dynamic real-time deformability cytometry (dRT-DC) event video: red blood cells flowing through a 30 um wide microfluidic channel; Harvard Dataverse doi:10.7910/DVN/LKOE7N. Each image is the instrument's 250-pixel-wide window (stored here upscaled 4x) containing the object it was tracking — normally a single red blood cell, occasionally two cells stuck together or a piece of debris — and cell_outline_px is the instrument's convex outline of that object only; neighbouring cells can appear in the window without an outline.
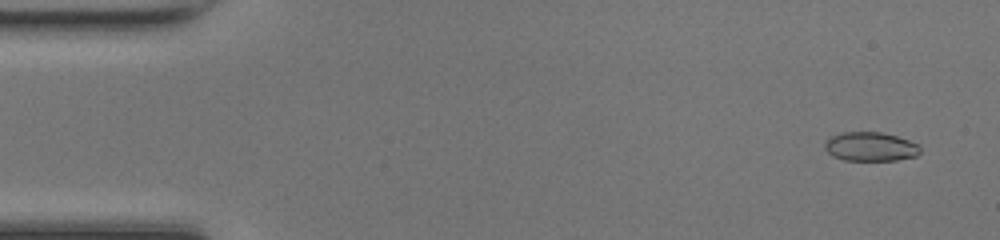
{"species": "common noctule bat (a hibernating species)", "species_latin": "Nyctalus noctula", "temperature_condition": "room temperature", "stored_images_in_passage": 14, "camera_frame_rate_fps": 3000, "um_per_image_px": 0.085, "animal": {"sex": "female", "body_mass_g": 17.0, "forearm_length_mm": 48.0}, "frame": {"image": 1, "passage_image": 3, "time_ms": 0.667, "image_size_px": [1000, 240], "cell_outline_px": [[920, 152], [916, 156], [896, 160], [844, 160], [832, 156], [824, 148], [824, 144], [832, 136], [840, 132], [880, 132], [896, 136], [920, 144]], "centroid_in_image_um": [73.99, 12.46], "position_along_channel_um": 11.0, "area_um2": 16.13}}
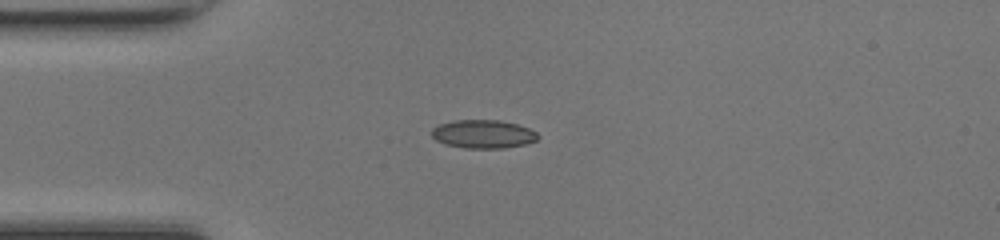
{"frame": {"image": 2, "passage_image": 13, "time_ms": 4.0, "image_size_px": [1000, 240], "cell_outline_px": [[540, 136], [536, 140], [524, 144], [504, 148], [464, 148], [444, 144], [436, 140], [432, 136], [432, 128], [440, 124], [456, 120], [500, 120], [516, 124], [528, 128], [536, 132]], "centroid_in_image_um": [41.06, 11.4], "position_along_channel_um": 43.9, "area_um2": 17.51}}